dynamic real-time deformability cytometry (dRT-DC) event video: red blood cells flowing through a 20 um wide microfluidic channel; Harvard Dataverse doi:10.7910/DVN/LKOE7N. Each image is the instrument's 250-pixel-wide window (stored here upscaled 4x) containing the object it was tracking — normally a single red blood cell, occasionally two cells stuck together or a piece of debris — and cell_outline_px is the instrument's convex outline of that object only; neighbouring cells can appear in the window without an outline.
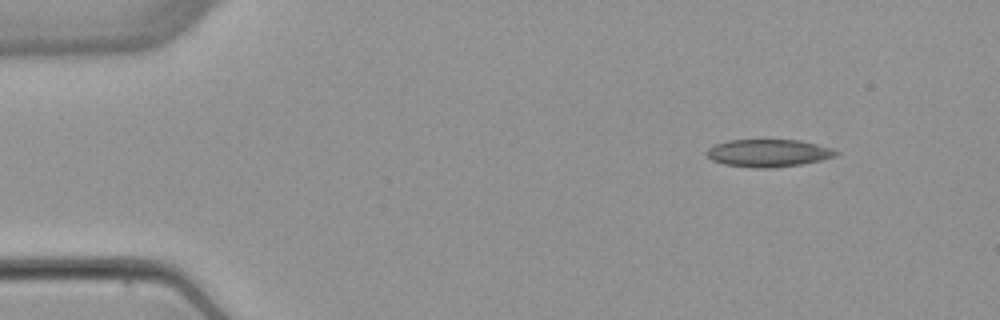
{"species": "common noctule bat (a hibernating species)", "species_latin": "Nyctalus noctula", "temperature_condition": "warm", "stored_images_in_passage": 3, "camera_frame_rate_fps": 3000, "um_per_image_px": 0.085, "animal": {"sex": "female", "body_mass_g": 22.7, "forearm_length_mm": 54.2}, "frame": {"image": 1, "passage_image": 1, "time_ms": 0.0, "image_size_px": [1000, 320], "cell_outline_px": [[840, 152], [836, 156], [820, 160], [800, 164], [772, 168], [752, 168], [724, 164], [712, 160], [704, 152], [708, 148], [716, 144], [728, 140], [800, 140], [832, 148]], "centroid_in_image_um": [65.3, 13.01], "position_along_channel_um": 19.7, "area_um2": 20.75}}